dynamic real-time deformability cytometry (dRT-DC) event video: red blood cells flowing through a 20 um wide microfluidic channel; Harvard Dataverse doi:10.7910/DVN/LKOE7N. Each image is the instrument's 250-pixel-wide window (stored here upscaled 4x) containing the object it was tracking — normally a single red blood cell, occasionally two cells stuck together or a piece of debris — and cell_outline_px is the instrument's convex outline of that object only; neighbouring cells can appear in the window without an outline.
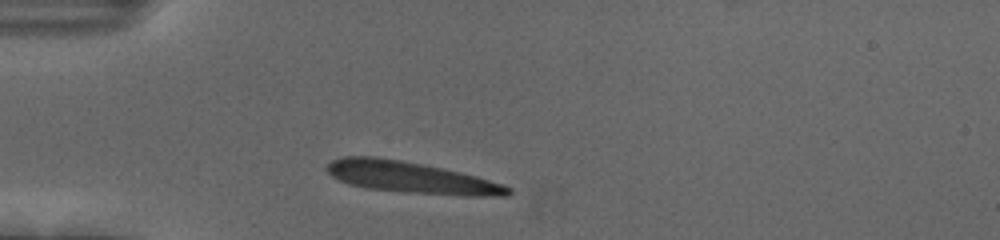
{"species": "human", "species_latin": "Homo sapiens", "temperature_condition": "cold", "stored_images_in_passage": 24, "camera_frame_rate_fps": 3000, "um_per_image_px": 0.085, "donor": {"sex": "female"}, "frame": {"image": 1, "passage_image": 1, "time_ms": 0.0, "image_size_px": [1000, 240], "cell_outline_px": [[512, 192], [508, 196], [464, 196], [408, 192], [364, 188], [348, 184], [332, 176], [324, 168], [332, 160], [344, 156], [376, 156], [424, 164], [460, 172], [476, 176], [504, 184], [512, 188]], "centroid_in_image_um": [34.95, 15.08], "position_along_channel_um": 50.1, "area_um2": 33.35}}
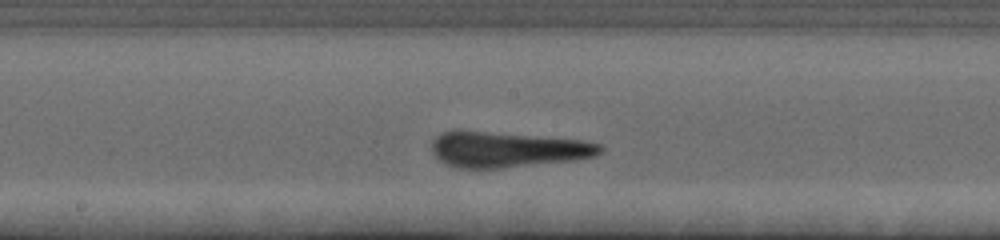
{"frame": {"image": 2, "passage_image": 15, "time_ms": 4.667, "image_size_px": [1000, 240], "cell_outline_px": [[604, 148], [596, 156], [576, 160], [504, 168], [456, 168], [444, 164], [432, 152], [432, 140], [436, 136], [444, 132], [456, 128], [584, 140], [600, 144]], "centroid_in_image_um": [43.09, 12.69], "position_along_channel_um": 205.1, "area_um2": 35.72}}
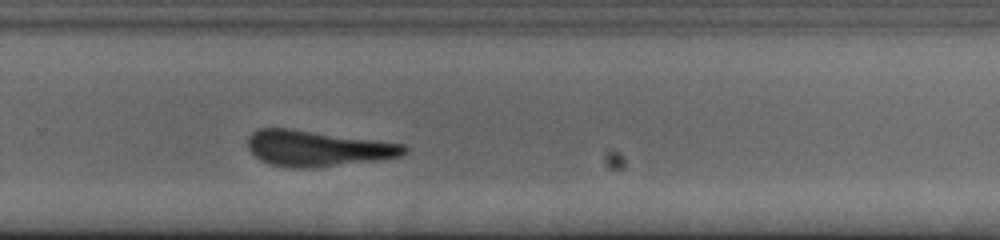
{"frame": {"image": 3, "passage_image": 23, "time_ms": 7.333, "image_size_px": [1000, 240], "cell_outline_px": [[408, 148], [400, 156], [372, 160], [312, 168], [292, 168], [268, 164], [260, 160], [248, 148], [248, 136], [252, 132], [260, 128], [288, 128], [376, 140], [404, 144]], "centroid_in_image_um": [26.91, 12.61], "position_along_channel_um": 302.9, "area_um2": 32.19}}